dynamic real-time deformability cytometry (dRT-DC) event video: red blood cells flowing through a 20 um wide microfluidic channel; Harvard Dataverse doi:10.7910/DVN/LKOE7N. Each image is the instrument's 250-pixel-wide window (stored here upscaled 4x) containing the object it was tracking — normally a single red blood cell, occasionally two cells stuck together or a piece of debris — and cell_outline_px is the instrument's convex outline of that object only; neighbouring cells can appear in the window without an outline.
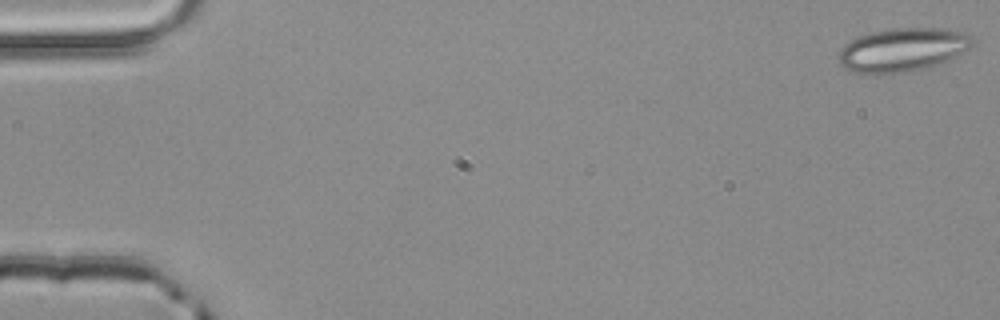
{"species": "common noctule bat (a hibernating species)", "species_latin": "Nyctalus noctula", "temperature_condition": "room temperature", "stored_images_in_passage": 4, "camera_frame_rate_fps": 3000, "um_per_image_px": 0.085, "animal": {"sex": "male", "body_mass_g": 20.4}, "frame": {"image": 1, "passage_image": 1, "time_ms": 0.0, "image_size_px": [1000, 320], "cell_outline_px": [[972, 44], [968, 48], [956, 56], [948, 60], [936, 64], [904, 72], [876, 76], [852, 72], [844, 68], [840, 64], [836, 56], [836, 52], [844, 44], [860, 36], [872, 32], [896, 28], [948, 28], [968, 32], [972, 40]], "centroid_in_image_um": [76.65, 4.24], "position_along_channel_um": 8.4, "area_um2": 34.33}}
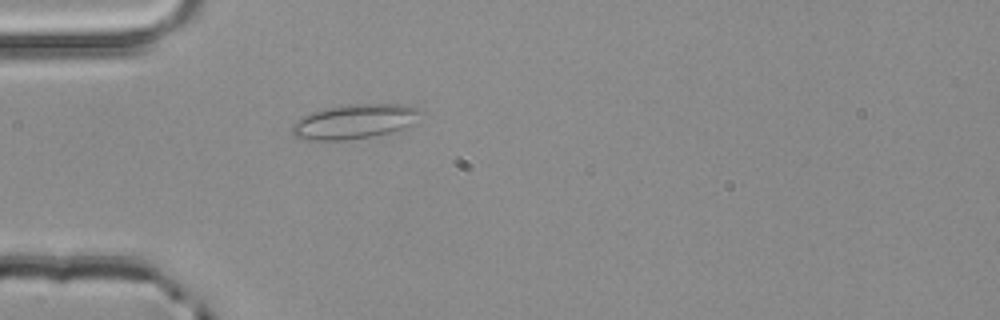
{"frame": {"image": 2, "passage_image": 4, "time_ms": 1.0, "image_size_px": [1000, 320], "cell_outline_px": [[424, 112], [408, 124], [400, 128], [388, 132], [372, 136], [344, 140], [304, 140], [292, 136], [292, 124], [296, 120], [312, 112], [328, 108], [356, 104], [404, 104], [420, 108]], "centroid_in_image_um": [30.08, 10.33], "position_along_channel_um": 54.9, "area_um2": 25.43}}